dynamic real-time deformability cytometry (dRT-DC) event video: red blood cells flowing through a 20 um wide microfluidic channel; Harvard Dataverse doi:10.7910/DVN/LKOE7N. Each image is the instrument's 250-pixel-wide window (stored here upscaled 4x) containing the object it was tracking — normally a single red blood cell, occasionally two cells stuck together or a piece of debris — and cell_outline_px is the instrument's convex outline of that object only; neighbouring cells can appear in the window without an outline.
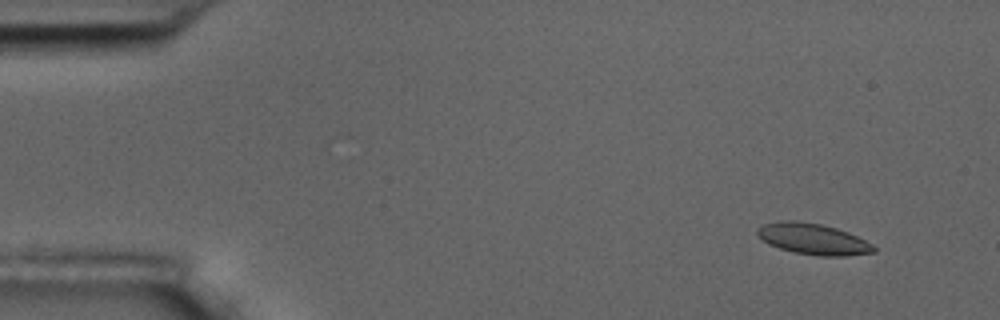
{"species": "common noctule bat (a hibernating species)", "species_latin": "Nyctalus noctula", "temperature_condition": "room temperature", "stored_images_in_passage": 4, "camera_frame_rate_fps": 3000, "um_per_image_px": 0.085, "animal": {"sex": "male", "body_mass_g": 17.5, "forearm_length_mm": 52.3}, "frame": {"image": 1, "passage_image": 1, "time_ms": 0.0, "image_size_px": [1000, 320], "cell_outline_px": [[876, 252], [848, 256], [820, 256], [796, 252], [780, 248], [768, 244], [756, 232], [756, 228], [764, 224], [780, 220], [796, 220], [820, 224], [836, 228], [848, 232], [872, 244], [876, 248]], "centroid_in_image_um": [69.12, 20.31], "position_along_channel_um": 15.9, "area_um2": 20.98}}
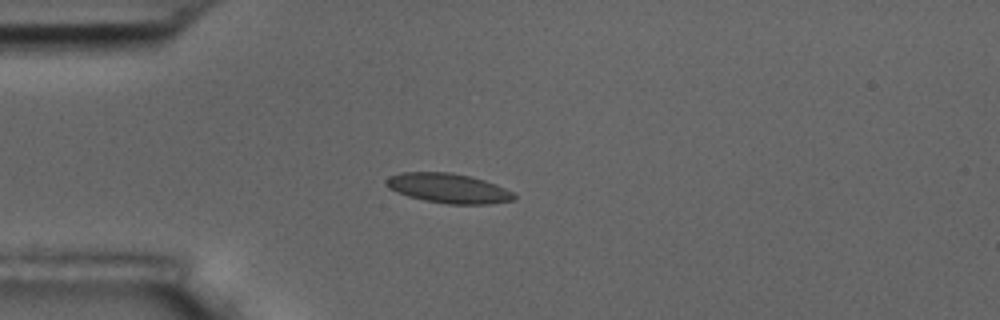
{"frame": {"image": 2, "passage_image": 4, "time_ms": 3.333, "image_size_px": [1000, 320], "cell_outline_px": [[516, 200], [488, 204], [448, 204], [424, 200], [408, 196], [396, 192], [388, 188], [384, 184], [384, 180], [388, 176], [400, 172], [452, 172], [472, 176], [496, 184], [512, 192], [516, 196]], "centroid_in_image_um": [38.08, 15.99], "position_along_channel_um": 46.9, "area_um2": 22.37}}